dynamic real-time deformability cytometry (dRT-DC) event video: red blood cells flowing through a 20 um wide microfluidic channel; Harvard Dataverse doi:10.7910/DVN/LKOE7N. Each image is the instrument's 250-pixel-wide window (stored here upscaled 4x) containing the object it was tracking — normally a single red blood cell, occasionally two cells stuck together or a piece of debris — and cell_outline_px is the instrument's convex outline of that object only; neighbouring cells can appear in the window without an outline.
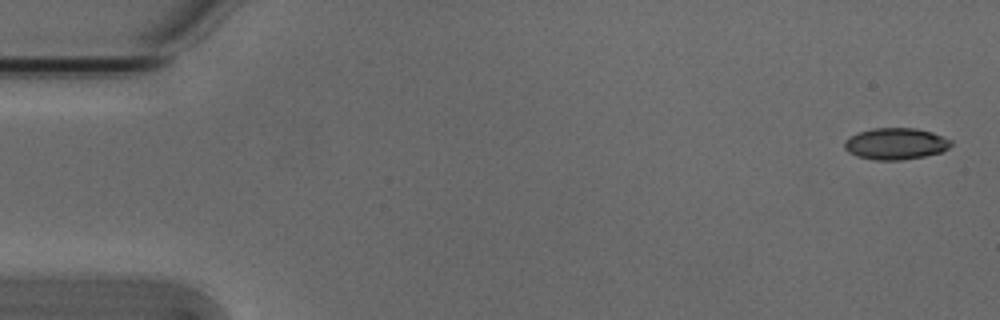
{"species": "Egyptian fruit bat (a non-hibernating species)", "species_latin": "Rousettus aegyptiacus", "temperature_condition": "cold", "stored_images_in_passage": 5, "camera_frame_rate_fps": 3000, "um_per_image_px": 0.085, "animal": {"sex": "male"}, "frame": {"image": 1, "passage_image": 1, "time_ms": 0.0, "image_size_px": [1000, 320], "cell_outline_px": [[952, 144], [948, 148], [940, 152], [924, 156], [900, 160], [876, 160], [856, 156], [848, 152], [844, 148], [844, 140], [848, 136], [872, 128], [916, 128], [932, 132], [952, 140]], "centroid_in_image_um": [76.1, 12.21], "position_along_channel_um": 8.9, "area_um2": 19.65}}